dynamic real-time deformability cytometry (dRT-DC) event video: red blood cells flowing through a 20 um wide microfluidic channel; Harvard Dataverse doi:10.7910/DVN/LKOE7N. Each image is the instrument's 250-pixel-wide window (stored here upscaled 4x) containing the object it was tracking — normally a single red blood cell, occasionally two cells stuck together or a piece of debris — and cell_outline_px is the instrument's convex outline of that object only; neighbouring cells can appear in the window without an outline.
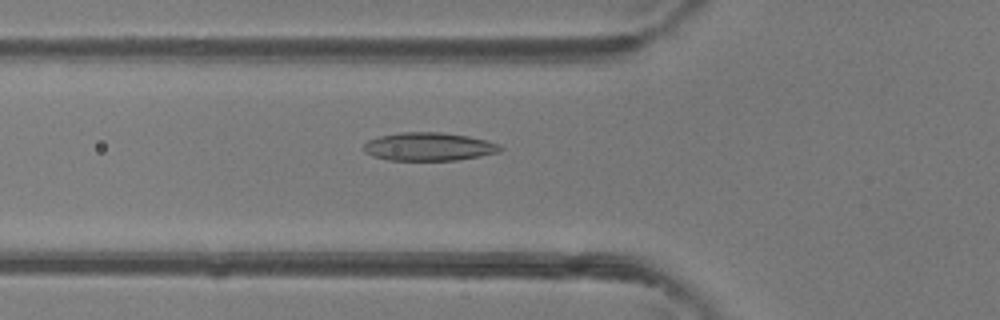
{"species": "common noctule bat (a hibernating species)", "species_latin": "Nyctalus noctula", "temperature_condition": "room temperature", "stored_images_in_passage": 47, "camera_frame_rate_fps": 3000, "um_per_image_px": 0.085, "animal": {"sex": "female"}, "frame": {"image": 1, "passage_image": 17, "time_ms": 5.333, "image_size_px": [1000, 320], "cell_outline_px": [[504, 148], [500, 152], [480, 156], [456, 160], [388, 160], [372, 156], [364, 152], [360, 148], [368, 140], [380, 136], [400, 132], [440, 132], [468, 136], [500, 144]], "centroid_in_image_um": [36.42, 12.47], "position_along_channel_um": 89.4, "area_um2": 22.6}}
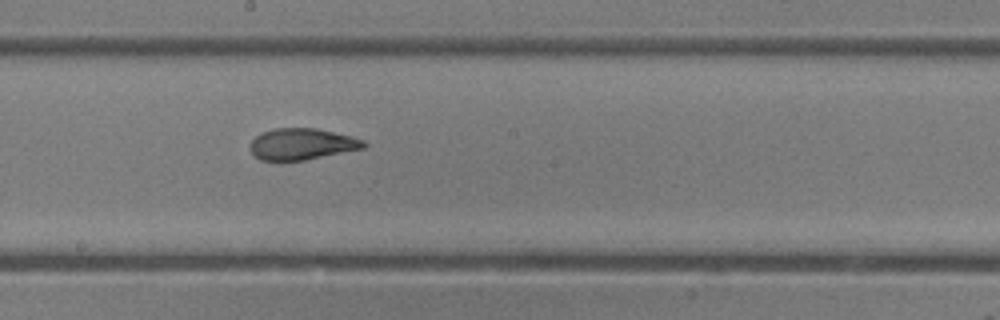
{"frame": {"image": 2, "passage_image": 26, "time_ms": 8.333, "image_size_px": [1000, 320], "cell_outline_px": [[368, 144], [364, 148], [304, 160], [260, 160], [252, 156], [252, 140], [256, 136], [264, 132], [276, 128], [316, 128], [352, 136], [364, 140]], "centroid_in_image_um": [25.69, 12.24], "position_along_channel_um": 222.5, "area_um2": 20.58}}
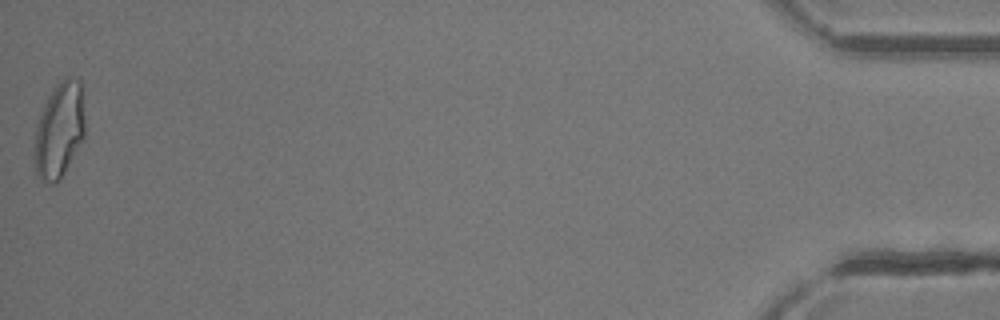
{"frame": {"image": 3, "passage_image": 47, "time_ms": 15.333, "image_size_px": [1000, 320], "cell_outline_px": [[84, 140], [60, 180], [56, 184], [44, 184], [36, 176], [32, 156], [32, 152], [36, 128], [44, 104], [48, 96], [56, 84], [60, 80], [72, 76], [80, 80], [84, 116]], "centroid_in_image_um": [5.01, 11.15], "position_along_channel_um": 430.2, "area_um2": 28.84}, "authors_computed_cell_mechanics": {"area_um2": 22.253, "velocity_mm_per_s": 4.4052, "shape_relaxation_time_tau1_ms": 6.3116, "shape_relaxation_time_tau2_ms": 1.4151, "deformation_change_tau1": 0.1967, "deformation_change_tau2": 0.0919}}